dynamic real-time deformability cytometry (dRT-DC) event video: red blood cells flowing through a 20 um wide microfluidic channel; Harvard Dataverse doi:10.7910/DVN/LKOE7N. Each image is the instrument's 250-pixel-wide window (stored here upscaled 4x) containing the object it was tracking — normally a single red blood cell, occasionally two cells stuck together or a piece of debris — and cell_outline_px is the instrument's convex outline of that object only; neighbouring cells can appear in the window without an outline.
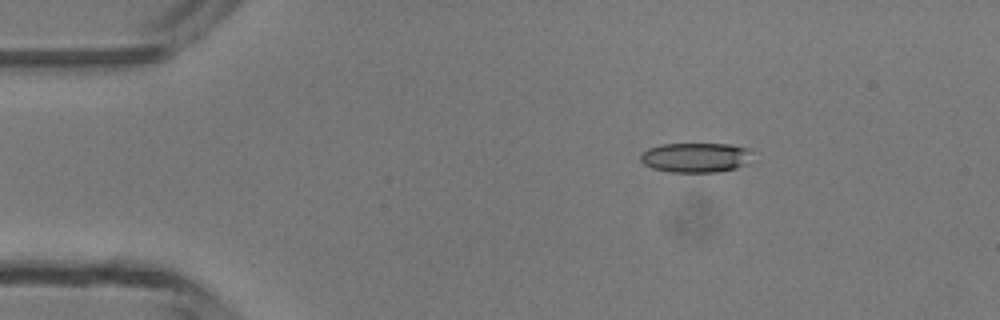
{"species": "common noctule bat (a hibernating species)", "species_latin": "Nyctalus noctula", "temperature_condition": "room temperature", "stored_images_in_passage": 5, "camera_frame_rate_fps": 3000, "um_per_image_px": 0.085, "animal": {"sex": "male", "body_mass_g": 13.3}, "frame": {"image": 1, "passage_image": 2, "time_ms": 1.0, "image_size_px": [1000, 320], "cell_outline_px": [[752, 164], [736, 168], [716, 172], [668, 172], [652, 168], [644, 164], [640, 160], [640, 152], [648, 148], [660, 144], [732, 144], [748, 148], [752, 152]], "centroid_in_image_um": [59.17, 13.39], "position_along_channel_um": 25.8, "area_um2": 19.88}}
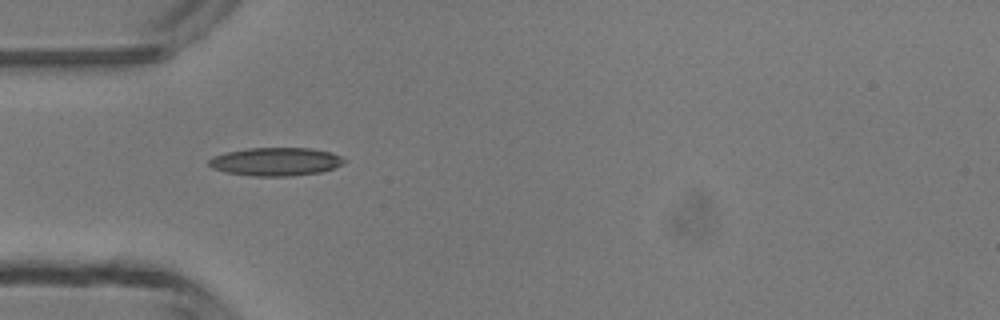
{"frame": {"image": 2, "passage_image": 4, "time_ms": 3.333, "image_size_px": [1000, 320], "cell_outline_px": [[344, 164], [320, 172], [288, 176], [252, 176], [224, 172], [212, 168], [208, 164], [208, 160], [212, 156], [228, 152], [248, 148], [312, 148], [332, 152], [340, 156], [344, 160]], "centroid_in_image_um": [23.41, 13.74], "position_along_channel_um": 61.6, "area_um2": 22.25}}
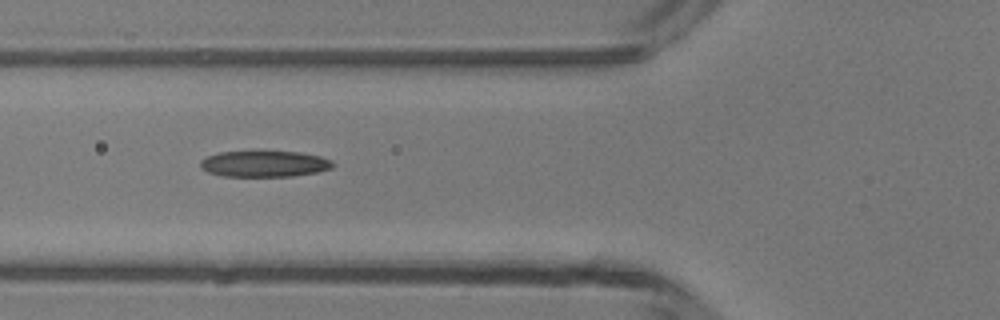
{"frame": {"image": 3, "passage_image": 5, "time_ms": 4.333, "image_size_px": [1000, 320], "cell_outline_px": [[336, 164], [332, 168], [316, 172], [292, 176], [220, 176], [208, 172], [200, 168], [200, 160], [208, 156], [220, 152], [300, 152], [320, 156], [332, 160]], "centroid_in_image_um": [22.48, 13.93], "position_along_channel_um": 103.3, "area_um2": 20.11}}